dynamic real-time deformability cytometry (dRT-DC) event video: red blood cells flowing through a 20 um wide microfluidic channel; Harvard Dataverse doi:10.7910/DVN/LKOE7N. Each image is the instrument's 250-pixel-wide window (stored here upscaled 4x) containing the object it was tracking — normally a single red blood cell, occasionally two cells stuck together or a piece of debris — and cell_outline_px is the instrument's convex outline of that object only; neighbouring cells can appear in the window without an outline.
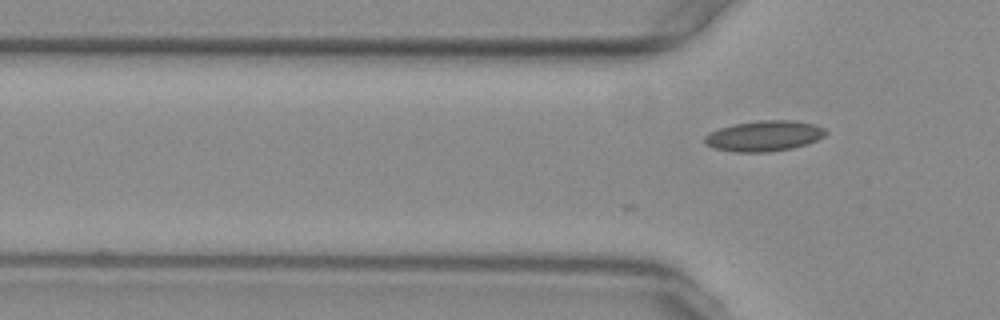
{"species": "common noctule bat (a hibernating species)", "species_latin": "Nyctalus noctula", "temperature_condition": "warm", "stored_images_in_passage": 3, "camera_frame_rate_fps": 3000, "um_per_image_px": 0.085, "animal": {"sex": "female", "body_mass_g": 29.2, "forearm_length_mm": 56.3}, "frame": {"image": 1, "passage_image": 3, "time_ms": 0.667, "image_size_px": [1000, 320], "cell_outline_px": [[828, 132], [824, 136], [808, 144], [792, 148], [768, 152], [736, 152], [716, 148], [708, 144], [704, 140], [704, 136], [708, 132], [732, 124], [760, 120], [796, 120], [816, 124], [824, 128]], "centroid_in_image_um": [64.99, 11.54], "position_along_channel_um": 60.8, "area_um2": 21.68}}